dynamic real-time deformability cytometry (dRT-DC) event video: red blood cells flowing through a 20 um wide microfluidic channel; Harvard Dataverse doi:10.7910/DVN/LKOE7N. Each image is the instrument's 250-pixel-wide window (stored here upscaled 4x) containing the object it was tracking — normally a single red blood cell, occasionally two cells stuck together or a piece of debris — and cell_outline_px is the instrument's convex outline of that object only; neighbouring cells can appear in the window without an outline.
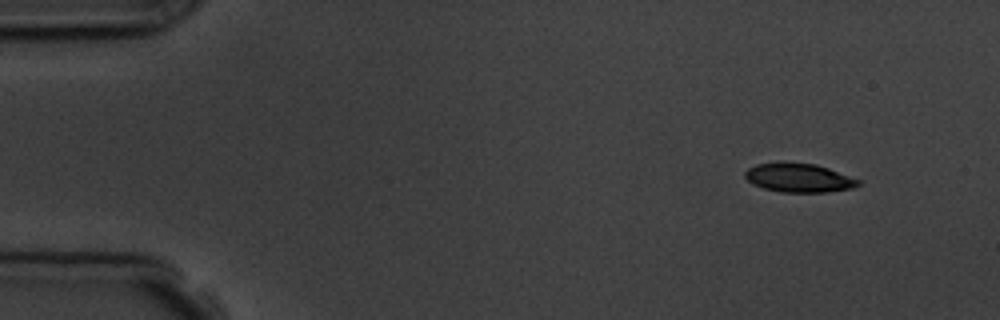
{"species": "common noctule bat (a hibernating species)", "species_latin": "Nyctalus noctula", "temperature_condition": "room temperature", "stored_images_in_passage": 3, "camera_frame_rate_fps": 3000, "um_per_image_px": 0.085, "animal": {"sex": "male", "body_mass_g": 19.5, "forearm_length_mm": 54.6}, "frame": {"image": 1, "passage_image": 3, "time_ms": 3.333, "image_size_px": [1000, 320], "cell_outline_px": [[860, 184], [852, 188], [824, 192], [780, 192], [764, 188], [752, 184], [744, 176], [744, 172], [748, 168], [756, 164], [784, 160], [816, 164], [828, 168], [860, 180]], "centroid_in_image_um": [67.85, 15.08], "position_along_channel_um": 17.2, "area_um2": 19.36}}